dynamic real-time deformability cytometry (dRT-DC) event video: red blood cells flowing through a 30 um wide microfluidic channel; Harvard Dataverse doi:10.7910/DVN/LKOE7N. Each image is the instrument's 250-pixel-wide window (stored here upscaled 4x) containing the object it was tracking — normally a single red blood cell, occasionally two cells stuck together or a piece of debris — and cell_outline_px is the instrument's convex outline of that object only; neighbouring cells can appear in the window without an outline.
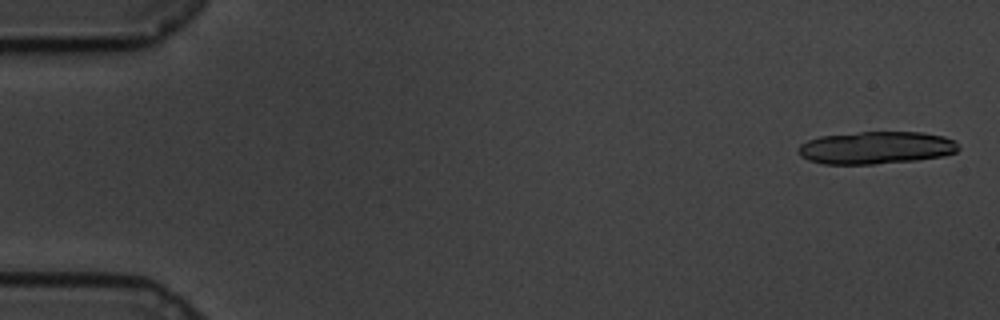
{"species": "common noctule bat (a hibernating species)", "species_latin": "Nyctalus noctula", "temperature_condition": "cold", "stored_images_in_passage": 18, "camera_frame_rate_fps": 3000, "um_per_image_px": 0.085, "animal": {"sex": "male", "body_mass_g": 19.5, "forearm_length_mm": 54.6}, "frame": {"image": 1, "passage_image": 2, "time_ms": 0.333, "image_size_px": [1000, 320], "cell_outline_px": [[960, 148], [956, 152], [944, 156], [916, 160], [872, 164], [824, 164], [808, 160], [800, 156], [796, 148], [800, 144], [808, 140], [820, 136], [860, 132], [924, 132], [944, 136], [956, 140]], "centroid_in_image_um": [74.48, 12.55], "position_along_channel_um": 10.5, "area_um2": 30.63}}